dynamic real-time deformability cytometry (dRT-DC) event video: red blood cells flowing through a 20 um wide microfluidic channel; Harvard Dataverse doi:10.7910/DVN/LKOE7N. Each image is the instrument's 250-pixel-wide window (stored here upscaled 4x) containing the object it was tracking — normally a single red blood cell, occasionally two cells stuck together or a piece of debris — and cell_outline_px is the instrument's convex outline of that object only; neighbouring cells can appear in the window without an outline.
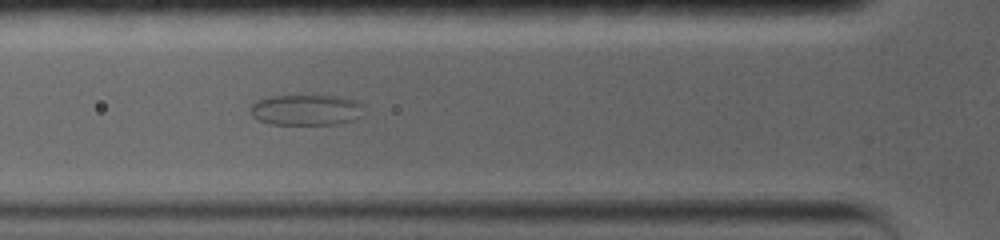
{"species": "common noctule bat (a hibernating species)", "species_latin": "Nyctalus noctula", "temperature_condition": "warm", "stored_images_in_passage": 28, "camera_frame_rate_fps": 5000, "um_per_image_px": 0.085, "animal": {"sex": "female", "body_mass_g": 19.0, "forearm_length_mm": 56.7}, "frame": {"image": 1, "passage_image": 2, "time_ms": 0.6, "image_size_px": [1000, 240], "cell_outline_px": [[364, 104], [360, 116], [352, 120], [340, 124], [268, 124], [252, 116], [252, 104], [256, 100], [272, 96], [340, 96], [356, 100]], "centroid_in_image_um": [26.05, 9.34], "position_along_channel_um": 99.7, "area_um2": 20.29}}
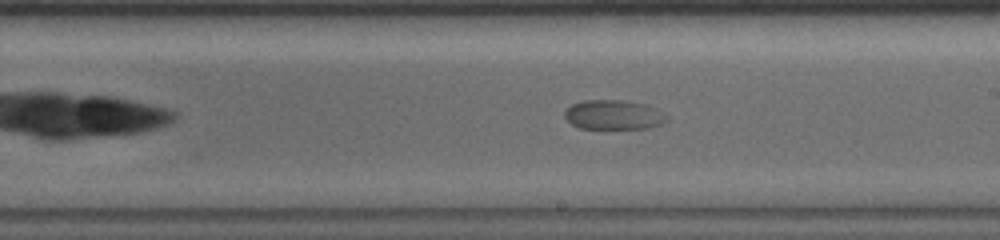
{"frame": {"image": 2, "passage_image": 13, "time_ms": 4.6, "image_size_px": [1000, 240], "cell_outline_px": [[668, 120], [660, 124], [648, 128], [580, 128], [572, 124], [564, 116], [564, 112], [572, 104], [584, 100], [624, 100], [648, 104], [664, 112], [668, 116]], "centroid_in_image_um": [52.2, 9.74], "position_along_channel_um": 236.8, "area_um2": 17.63}}
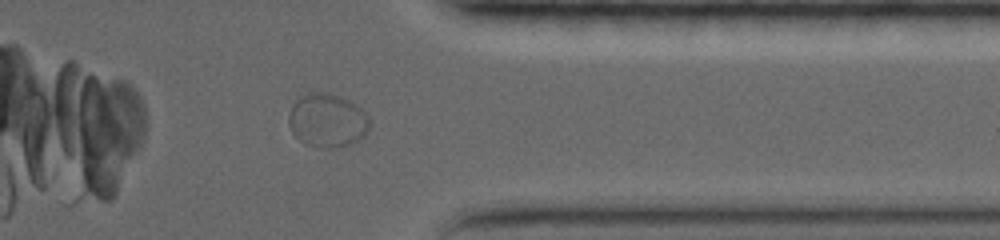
{"frame": {"image": 3, "passage_image": 23, "time_ms": 9.0, "image_size_px": [1000, 240], "cell_outline_px": [[368, 132], [364, 136], [352, 144], [344, 148], [316, 148], [304, 144], [292, 132], [288, 124], [288, 116], [292, 104], [300, 96], [308, 92], [328, 92], [352, 100], [364, 108], [368, 116]], "centroid_in_image_um": [27.83, 10.24], "position_along_channel_um": 383.6, "area_um2": 26.13}}